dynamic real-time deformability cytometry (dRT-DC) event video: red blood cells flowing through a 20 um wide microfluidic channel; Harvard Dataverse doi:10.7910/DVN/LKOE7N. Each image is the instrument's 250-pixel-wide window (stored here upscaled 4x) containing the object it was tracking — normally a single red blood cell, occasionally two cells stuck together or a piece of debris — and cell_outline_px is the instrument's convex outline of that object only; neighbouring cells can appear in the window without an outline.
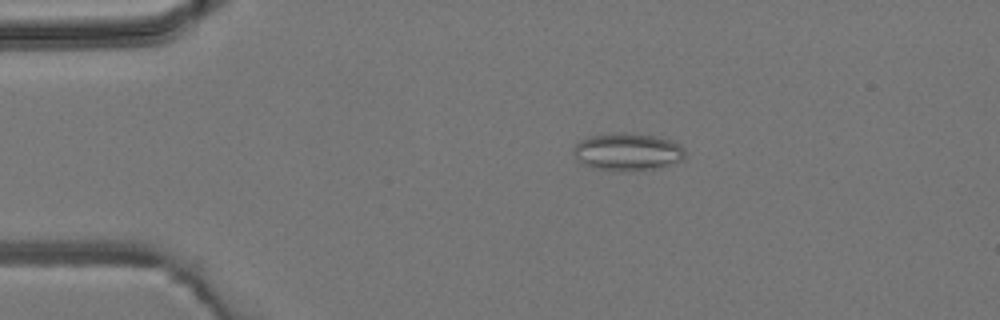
{"species": "common noctule bat (a hibernating species)", "species_latin": "Nyctalus noctula", "temperature_condition": "room temperature", "stored_images_in_passage": 4, "camera_frame_rate_fps": 3000, "um_per_image_px": 0.085, "animal": {"sex": "male", "body_mass_g": 19.2, "forearm_length_mm": 51.8}, "frame": {"image": 1, "passage_image": 4, "time_ms": 3.667, "image_size_px": [1000, 320], "cell_outline_px": [[684, 160], [660, 168], [624, 172], [608, 172], [592, 168], [580, 164], [576, 160], [572, 152], [572, 148], [580, 140], [588, 136], [612, 132], [624, 132], [656, 136], [672, 140], [680, 144], [684, 148]], "centroid_in_image_um": [53.29, 12.93], "position_along_channel_um": 31.7, "area_um2": 25.43}}